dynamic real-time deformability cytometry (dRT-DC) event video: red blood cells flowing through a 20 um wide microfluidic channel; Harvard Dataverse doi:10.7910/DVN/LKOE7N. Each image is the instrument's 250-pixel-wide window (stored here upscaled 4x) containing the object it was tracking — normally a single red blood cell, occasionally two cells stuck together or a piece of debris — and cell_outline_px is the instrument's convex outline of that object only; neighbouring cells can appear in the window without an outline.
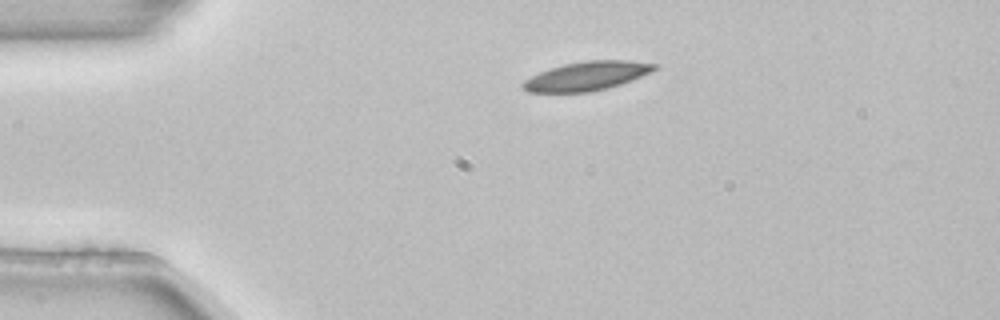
{"species": "common noctule bat (a hibernating species)", "species_latin": "Nyctalus noctula", "temperature_condition": "room temperature", "stored_images_in_passage": 2, "camera_frame_rate_fps": 3000, "um_per_image_px": 0.085, "animal": {"sex": "female", "body_mass_g": 22.7, "forearm_length_mm": 54.2}, "frame": {"image": 1, "passage_image": 1, "time_ms": 0.0, "image_size_px": [1000, 320], "cell_outline_px": [[656, 68], [652, 72], [632, 80], [608, 88], [588, 92], [528, 92], [520, 88], [520, 84], [524, 80], [540, 72], [564, 64], [584, 60], [628, 60], [656, 64]], "centroid_in_image_um": [49.86, 6.46], "position_along_channel_um": 35.1, "area_um2": 22.14}}